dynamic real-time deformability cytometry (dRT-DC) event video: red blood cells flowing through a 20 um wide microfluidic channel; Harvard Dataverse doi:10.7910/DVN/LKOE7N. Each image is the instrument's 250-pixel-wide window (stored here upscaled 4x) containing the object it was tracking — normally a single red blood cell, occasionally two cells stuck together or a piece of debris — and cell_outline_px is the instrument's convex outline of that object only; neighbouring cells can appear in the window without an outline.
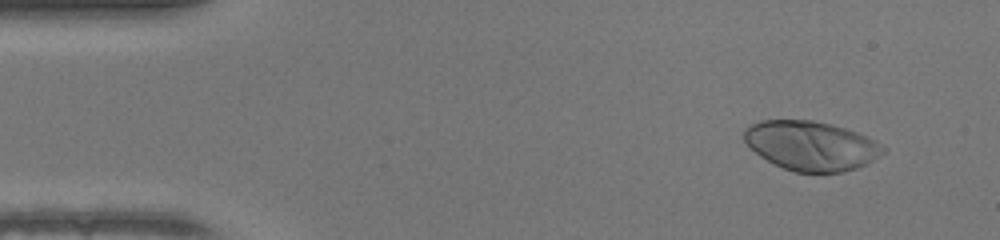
{"species": "human", "species_latin": "Homo sapiens", "temperature_condition": "warm", "stored_images_in_passage": 44, "camera_frame_rate_fps": 3000, "um_per_image_px": 0.085, "donor": {"sex": "female"}, "frame": {"image": 1, "passage_image": 1, "time_ms": 0.0, "image_size_px": [1000, 240], "cell_outline_px": [[884, 152], [880, 156], [856, 168], [844, 172], [792, 172], [760, 156], [744, 140], [744, 128], [748, 124], [760, 120], [812, 120], [844, 128], [856, 132], [876, 140], [884, 148]], "centroid_in_image_um": [68.92, 12.38], "position_along_channel_um": 16.1, "area_um2": 39.71}}
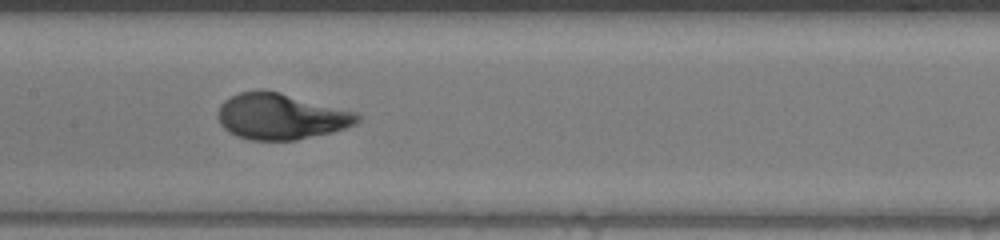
{"frame": {"image": 2, "passage_image": 20, "time_ms": 6.333, "image_size_px": [1000, 240], "cell_outline_px": [[360, 120], [356, 124], [332, 132], [296, 140], [248, 140], [236, 136], [228, 132], [220, 124], [216, 116], [220, 104], [224, 100], [240, 92], [264, 88], [280, 92], [356, 112], [360, 116]], "centroid_in_image_um": [23.83, 9.89], "position_along_channel_um": 183.6, "area_um2": 37.69}}
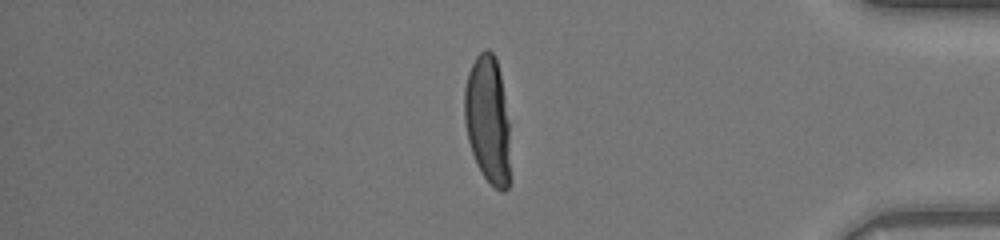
{"frame": {"image": 3, "passage_image": 37, "time_ms": 12.0, "image_size_px": [1000, 240], "cell_outline_px": [[508, 188], [504, 192], [500, 192], [484, 176], [476, 164], [468, 140], [464, 120], [464, 88], [468, 72], [476, 56], [480, 52], [488, 48], [492, 52], [496, 60], [500, 72], [508, 120]], "centroid_in_image_um": [41.43, 10.14], "position_along_channel_um": 393.8, "area_um2": 33.7}, "authors_computed_cell_mechanics": {"area_um2": 36.8764, "velocity_mm_per_s": 4.2685, "shape_relaxation_time_tau1_ms": 3.1779, "shape_relaxation_time_tau2_ms": null, "deformation_change_tau1": 0.2515, "deformation_change_tau2": null}}